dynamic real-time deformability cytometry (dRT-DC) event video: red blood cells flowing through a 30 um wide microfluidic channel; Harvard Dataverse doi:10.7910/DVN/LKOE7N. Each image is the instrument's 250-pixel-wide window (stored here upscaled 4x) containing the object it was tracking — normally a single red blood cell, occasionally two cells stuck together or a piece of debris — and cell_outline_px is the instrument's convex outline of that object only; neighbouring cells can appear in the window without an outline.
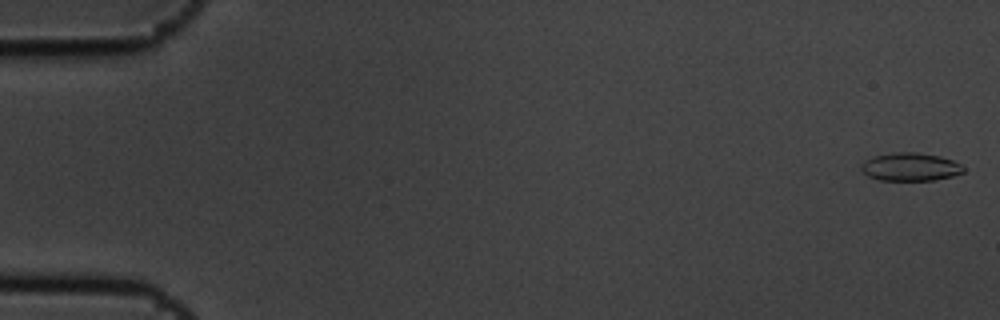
{"species": "common noctule bat (a hibernating species)", "species_latin": "Nyctalus noctula", "temperature_condition": "cold", "stored_images_in_passage": 8, "camera_frame_rate_fps": 3000, "um_per_image_px": 0.085, "animal": {"sex": "male", "body_mass_g": 19.5, "forearm_length_mm": 54.6}, "frame": {"image": 1, "passage_image": 1, "time_ms": 0.0, "image_size_px": [1000, 320], "cell_outline_px": [[964, 172], [952, 176], [936, 180], [880, 180], [868, 176], [860, 168], [860, 164], [864, 160], [872, 156], [892, 152], [916, 152], [940, 156], [952, 160], [960, 164], [964, 168]], "centroid_in_image_um": [77.35, 14.17], "position_along_channel_um": 7.7, "area_um2": 16.88}}
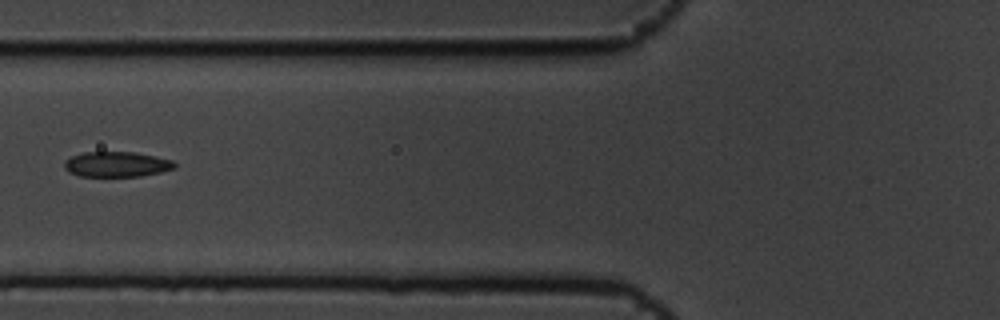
{"frame": {"image": 2, "passage_image": 7, "time_ms": 2.0, "image_size_px": [1000, 320], "cell_outline_px": [[176, 168], [160, 172], [140, 176], [80, 176], [68, 172], [64, 168], [64, 160], [72, 156], [84, 152], [132, 152], [156, 156], [172, 160], [176, 164]], "centroid_in_image_um": [9.9, 13.96], "position_along_channel_um": 115.9, "area_um2": 16.24}}
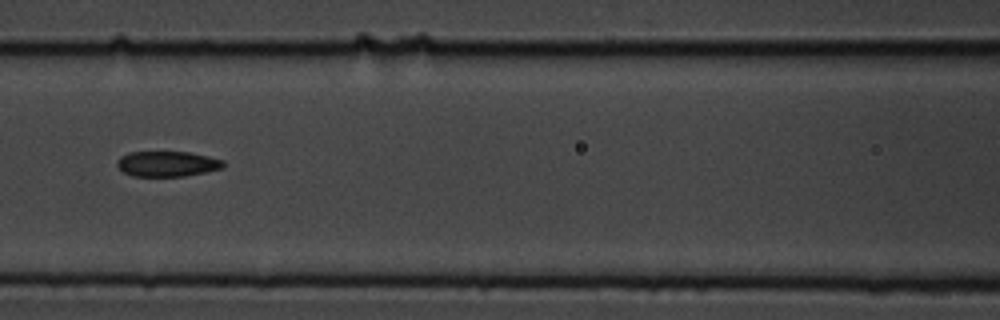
{"frame": {"image": 3, "passage_image": 8, "time_ms": 2.333, "image_size_px": [1000, 320], "cell_outline_px": [[224, 168], [184, 176], [132, 176], [124, 172], [116, 164], [116, 160], [120, 156], [128, 152], [188, 152], [208, 156], [224, 160]], "centroid_in_image_um": [14.2, 13.92], "position_along_channel_um": 152.4, "area_um2": 15.72}}